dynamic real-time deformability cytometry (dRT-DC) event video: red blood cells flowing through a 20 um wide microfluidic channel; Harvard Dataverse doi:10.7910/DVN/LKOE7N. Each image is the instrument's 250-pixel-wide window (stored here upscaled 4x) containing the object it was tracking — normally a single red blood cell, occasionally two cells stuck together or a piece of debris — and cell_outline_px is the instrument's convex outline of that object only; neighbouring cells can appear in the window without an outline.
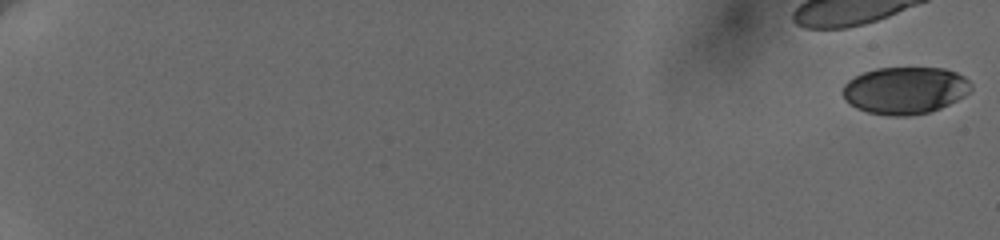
{"species": "human", "species_latin": "Homo sapiens", "temperature_condition": "cold", "stored_images_in_passage": 17, "camera_frame_rate_fps": 3000, "um_per_image_px": 0.085, "donor": {"sex": "female"}, "frame": {"image": 1, "passage_image": 1, "time_ms": 0.0, "image_size_px": [1000, 240], "cell_outline_px": [[972, 88], [964, 96], [940, 108], [928, 112], [908, 116], [888, 116], [868, 112], [856, 108], [848, 104], [844, 100], [840, 92], [844, 84], [848, 80], [864, 72], [876, 68], [944, 68], [956, 72], [964, 76], [972, 84]], "centroid_in_image_um": [76.89, 7.68], "position_along_channel_um": 8.1, "area_um2": 35.49}}